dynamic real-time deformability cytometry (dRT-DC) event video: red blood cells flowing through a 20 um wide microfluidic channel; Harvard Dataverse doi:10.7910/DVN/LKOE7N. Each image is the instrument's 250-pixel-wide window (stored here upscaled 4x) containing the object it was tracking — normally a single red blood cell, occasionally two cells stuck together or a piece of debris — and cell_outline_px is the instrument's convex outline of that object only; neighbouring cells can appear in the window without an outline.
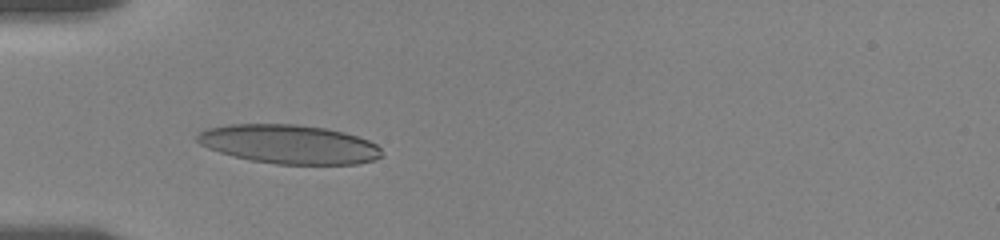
{"species": "human", "species_latin": "Homo sapiens", "temperature_condition": "room temperature", "stored_images_in_passage": 47, "camera_frame_rate_fps": 3000, "um_per_image_px": 0.085, "donor": {"sex": "female"}, "frame": {"image": 1, "passage_image": 1, "time_ms": 0.0, "image_size_px": [1000, 240], "cell_outline_px": [[384, 156], [372, 160], [356, 164], [276, 164], [252, 160], [220, 152], [208, 148], [200, 144], [196, 140], [196, 136], [204, 128], [228, 124], [296, 124], [324, 128], [344, 132], [368, 140], [376, 144], [380, 148]], "centroid_in_image_um": [24.56, 12.25], "position_along_channel_um": 60.4, "area_um2": 41.85}}
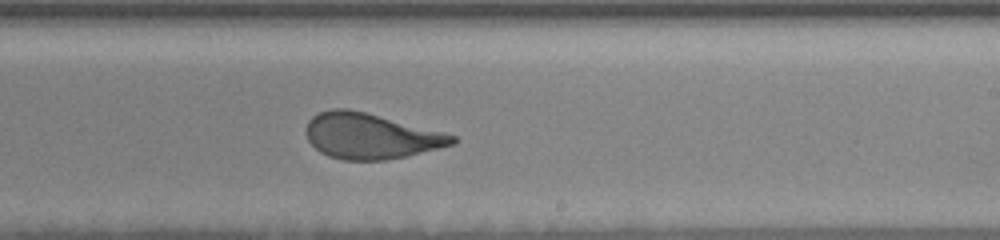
{"frame": {"image": 2, "passage_image": 23, "time_ms": 5.667, "image_size_px": [1000, 240], "cell_outline_px": [[460, 140], [456, 144], [404, 156], [384, 160], [344, 160], [328, 156], [320, 152], [308, 140], [304, 132], [308, 120], [312, 116], [320, 112], [332, 108], [348, 108], [444, 132], [456, 136]], "centroid_in_image_um": [31.48, 11.56], "position_along_channel_um": 257.5, "area_um2": 38.78}}
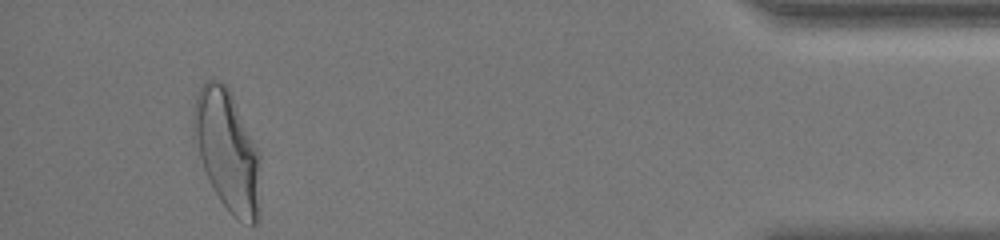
{"frame": {"image": 3, "passage_image": 47, "time_ms": 11.667, "image_size_px": [1000, 240], "cell_outline_px": [[260, 220], [256, 224], [252, 224], [232, 216], [220, 200], [204, 168], [200, 156], [192, 120], [192, 108], [196, 96], [200, 88], [212, 76], [220, 80], [228, 88], [260, 152]], "centroid_in_image_um": [19.36, 12.81], "position_along_channel_um": 415.8, "area_um2": 46.82}, "authors_computed_cell_mechanics": {"area_um2": 40.0554, "velocity_mm_per_s": 3.5782, "shape_relaxation_time_tau1_ms": 4.1729, "shape_relaxation_time_tau2_ms": 0.8583, "deformation_change_tau1": 0.1878, "deformation_change_tau2": 0.0924}}